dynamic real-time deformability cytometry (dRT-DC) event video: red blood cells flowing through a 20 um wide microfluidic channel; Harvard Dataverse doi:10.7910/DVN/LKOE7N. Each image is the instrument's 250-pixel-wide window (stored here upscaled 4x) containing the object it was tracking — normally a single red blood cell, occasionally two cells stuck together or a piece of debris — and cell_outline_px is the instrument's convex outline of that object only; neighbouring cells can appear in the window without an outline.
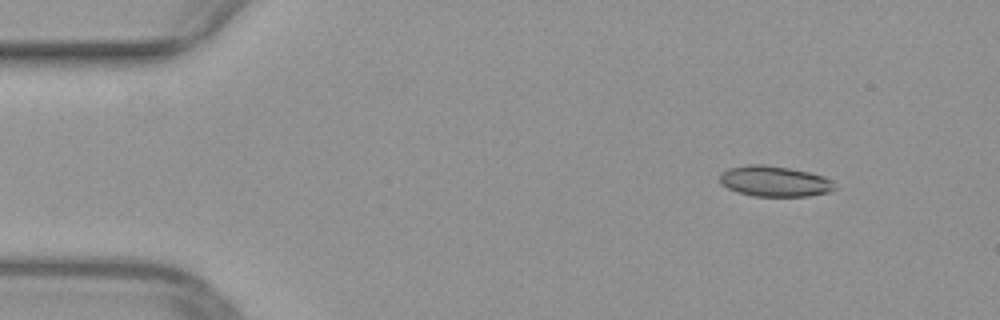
{"species": "common noctule bat (a hibernating species)", "species_latin": "Nyctalus noctula", "temperature_condition": "warm", "stored_images_in_passage": 50, "camera_frame_rate_fps": 3000, "um_per_image_px": 0.085, "animal": {"sex": "female", "body_mass_g": 29.2, "forearm_length_mm": 56.3}, "frame": {"image": 1, "passage_image": 5, "time_ms": 1.333, "image_size_px": [1000, 320], "cell_outline_px": [[840, 188], [832, 192], [808, 196], [752, 196], [736, 192], [720, 184], [720, 172], [728, 168], [748, 164], [764, 164], [788, 168], [808, 172], [824, 176], [832, 180]], "centroid_in_image_um": [65.87, 15.41], "position_along_channel_um": 19.1, "area_um2": 20.92}}
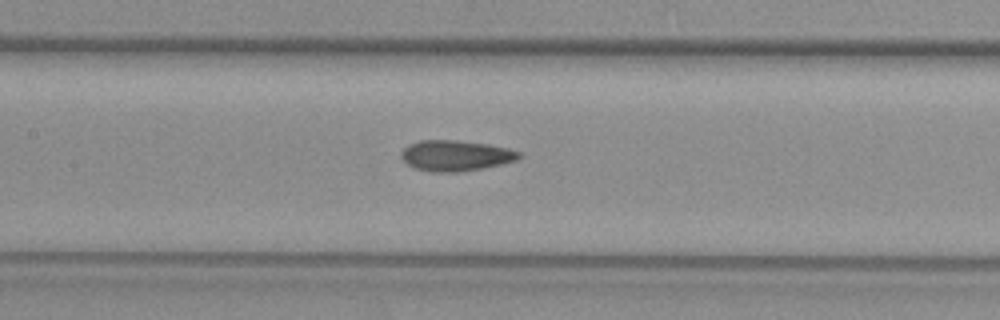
{"frame": {"image": 2, "passage_image": 23, "time_ms": 7.333, "image_size_px": [1000, 320], "cell_outline_px": [[524, 156], [516, 160], [484, 168], [460, 172], [432, 172], [416, 168], [408, 164], [400, 156], [400, 152], [408, 144], [420, 140], [456, 140], [488, 144], [508, 148], [520, 152]], "centroid_in_image_um": [38.74, 13.22], "position_along_channel_um": 168.7, "area_um2": 21.15}}
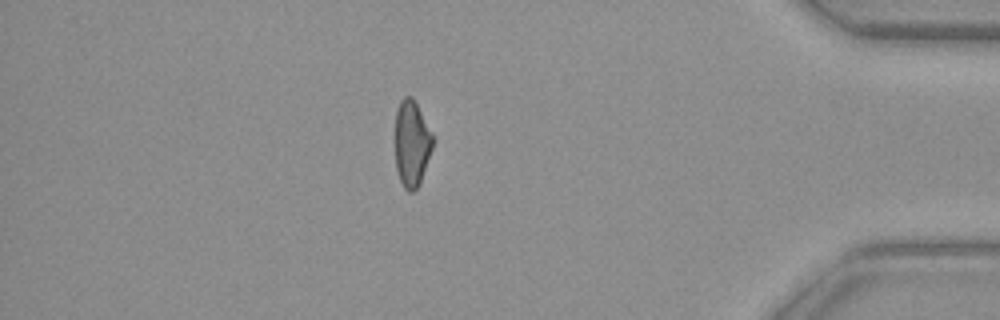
{"frame": {"image": 3, "passage_image": 43, "time_ms": 14.0, "image_size_px": [1000, 320], "cell_outline_px": [[432, 148], [420, 184], [412, 192], [408, 192], [404, 188], [400, 180], [396, 168], [396, 112], [400, 100], [404, 96], [412, 96], [432, 132]], "centroid_in_image_um": [34.99, 12.2], "position_along_channel_um": 400.2, "area_um2": 18.73}}